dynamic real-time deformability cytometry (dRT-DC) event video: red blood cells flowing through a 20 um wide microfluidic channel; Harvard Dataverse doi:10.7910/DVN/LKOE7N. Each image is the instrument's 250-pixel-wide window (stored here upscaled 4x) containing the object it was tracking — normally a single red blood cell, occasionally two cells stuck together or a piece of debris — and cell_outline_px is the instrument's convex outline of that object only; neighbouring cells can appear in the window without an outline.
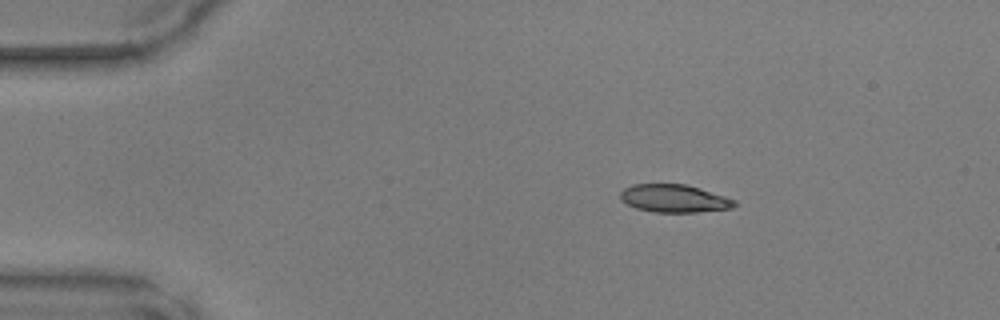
{"species": "common noctule bat (a hibernating species)", "species_latin": "Nyctalus noctula", "temperature_condition": "warm", "stored_images_in_passage": 41, "camera_frame_rate_fps": 3000, "um_per_image_px": 0.085, "animal": {"sex": "male", "body_mass_g": 17.9, "forearm_length_mm": 54.2}, "frame": {"image": 1, "passage_image": 1, "time_ms": 0.0, "image_size_px": [1000, 320], "cell_outline_px": [[736, 204], [732, 208], [696, 212], [656, 212], [636, 208], [620, 200], [620, 192], [624, 188], [632, 184], [688, 184], [736, 200]], "centroid_in_image_um": [57.29, 16.86], "position_along_channel_um": 27.7, "area_um2": 18.5}}
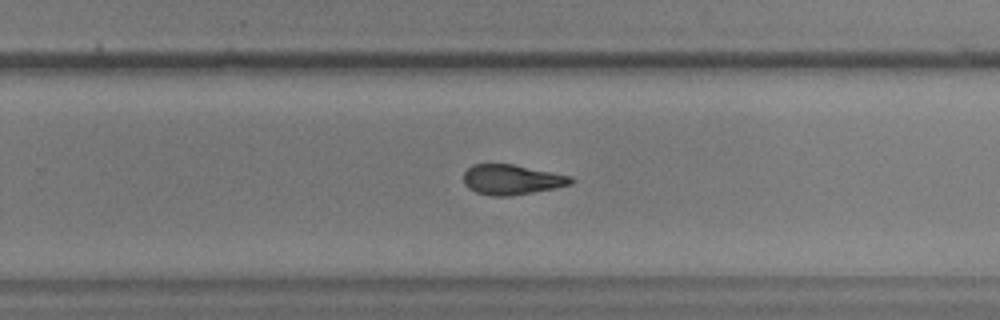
{"frame": {"image": 2, "passage_image": 24, "time_ms": 7.667, "image_size_px": [1000, 320], "cell_outline_px": [[576, 180], [572, 184], [556, 188], [508, 196], [492, 196], [476, 192], [468, 188], [464, 184], [464, 172], [472, 164], [512, 164], [572, 176]], "centroid_in_image_um": [43.51, 15.26], "position_along_channel_um": 286.3, "area_um2": 18.84}}
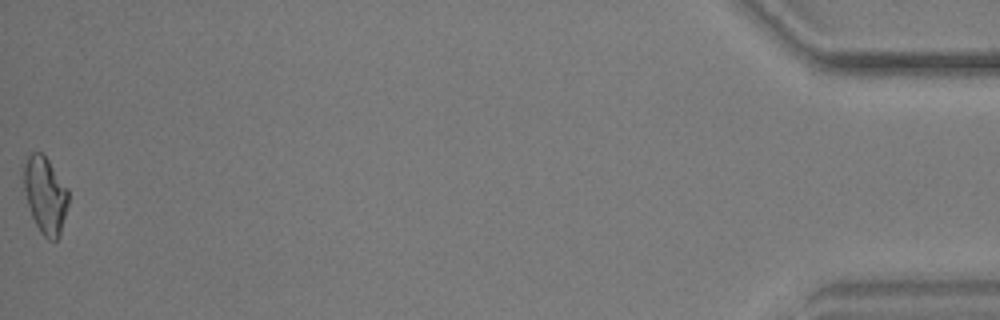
{"frame": {"image": 3, "passage_image": 41, "time_ms": 13.333, "image_size_px": [1000, 320], "cell_outline_px": [[68, 204], [60, 236], [56, 240], [48, 240], [40, 232], [32, 216], [28, 204], [24, 188], [24, 164], [28, 156], [32, 152], [40, 152], [48, 160], [68, 188]], "centroid_in_image_um": [3.86, 16.6], "position_along_channel_um": 431.3, "area_um2": 19.77}}